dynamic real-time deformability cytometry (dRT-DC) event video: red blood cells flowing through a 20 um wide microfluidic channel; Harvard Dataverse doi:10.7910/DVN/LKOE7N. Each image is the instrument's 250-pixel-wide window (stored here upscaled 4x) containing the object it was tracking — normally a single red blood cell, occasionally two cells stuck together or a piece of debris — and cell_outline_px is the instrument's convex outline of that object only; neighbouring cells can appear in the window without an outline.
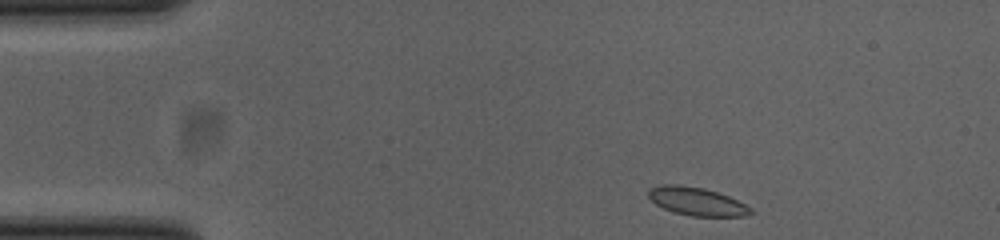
{"species": "common noctule bat (a hibernating species)", "species_latin": "Nyctalus noctula", "temperature_condition": "cold", "stored_images_in_passage": 46, "camera_frame_rate_fps": 3000, "um_per_image_px": 0.085, "animal": {"sex": "female", "body_mass_g": 23.0, "forearm_length_mm": 53.4}, "frame": {"image": 1, "passage_image": 1, "time_ms": 0.0, "image_size_px": [1000, 240], "cell_outline_px": [[756, 212], [744, 216], [692, 216], [676, 212], [664, 208], [656, 204], [648, 196], [648, 188], [660, 184], [676, 184], [704, 188], [728, 196], [752, 208]], "centroid_in_image_um": [59.22, 17.11], "position_along_channel_um": 25.8, "area_um2": 16.7}}
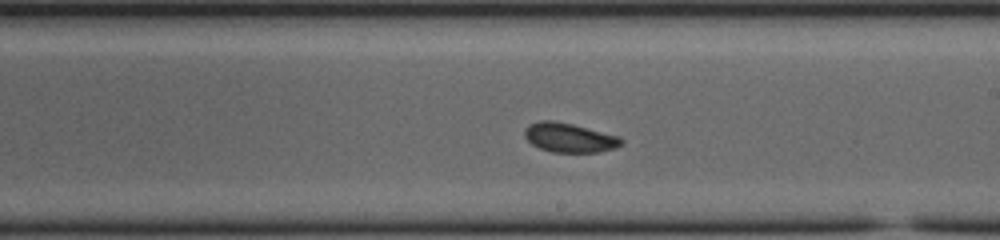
{"frame": {"image": 2, "passage_image": 23, "time_ms": 7.333, "image_size_px": [1000, 240], "cell_outline_px": [[624, 144], [616, 148], [600, 152], [552, 152], [540, 148], [532, 144], [524, 136], [524, 128], [528, 124], [540, 120], [552, 120], [572, 124], [620, 136], [624, 140]], "centroid_in_image_um": [48.42, 11.7], "position_along_channel_um": 240.6, "area_um2": 16.7}}
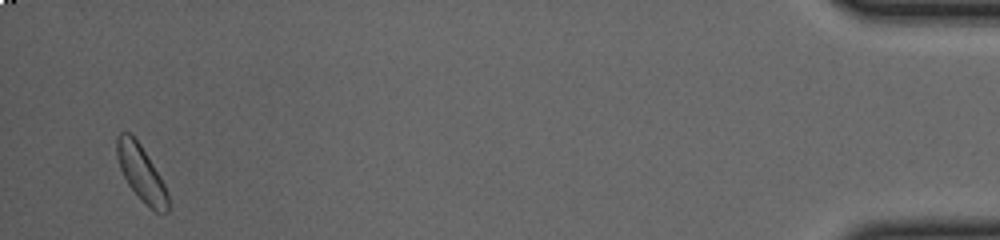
{"frame": {"image": 3, "passage_image": 44, "time_ms": 14.333, "image_size_px": [1000, 240], "cell_outline_px": [[168, 212], [156, 212], [128, 184], [120, 168], [116, 156], [116, 136], [120, 132], [128, 132], [140, 144], [160, 176], [168, 192]], "centroid_in_image_um": [11.98, 14.66], "position_along_channel_um": 423.2, "area_um2": 16.07}, "authors_computed_cell_mechanics": {"area_um2": 16.6464, "velocity_mm_per_s": 3.8363, "shape_relaxation_time_tau1_ms": 4.3389, "shape_relaxation_time_tau2_ms": 5.0939, "deformation_change_tau1": 0.058, "deformation_change_tau2": 0.0905}}